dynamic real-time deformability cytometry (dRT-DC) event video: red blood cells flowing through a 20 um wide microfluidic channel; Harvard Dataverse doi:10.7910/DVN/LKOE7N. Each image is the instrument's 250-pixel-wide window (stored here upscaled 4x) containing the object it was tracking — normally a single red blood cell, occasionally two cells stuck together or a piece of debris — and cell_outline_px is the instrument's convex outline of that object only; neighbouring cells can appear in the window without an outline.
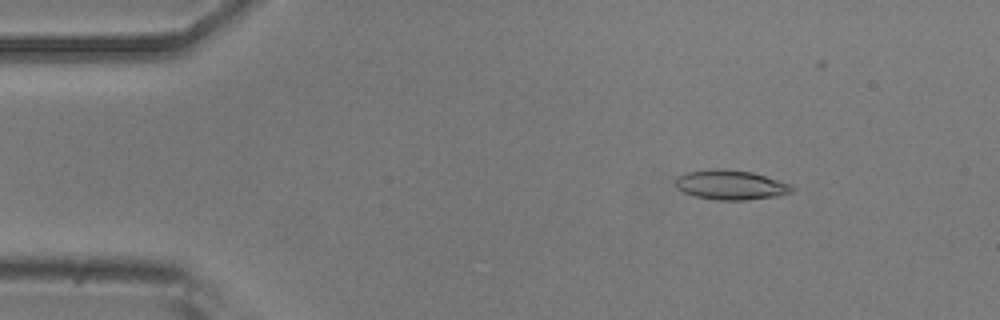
{"species": "common noctule bat (a hibernating species)", "species_latin": "Nyctalus noctula", "temperature_condition": "room temperature", "stored_images_in_passage": 8, "camera_frame_rate_fps": 3000, "um_per_image_px": 0.085, "animal": {"sex": "male", "body_mass_g": 20.5, "forearm_length_mm": 52.5}, "frame": {"image": 1, "passage_image": 3, "time_ms": 0.667, "image_size_px": [1000, 320], "cell_outline_px": [[796, 188], [792, 192], [776, 196], [744, 200], [716, 200], [696, 196], [684, 192], [676, 188], [676, 176], [688, 172], [708, 168], [720, 168], [752, 172], [792, 184]], "centroid_in_image_um": [62.12, 15.7], "position_along_channel_um": 22.9, "area_um2": 20.23}}
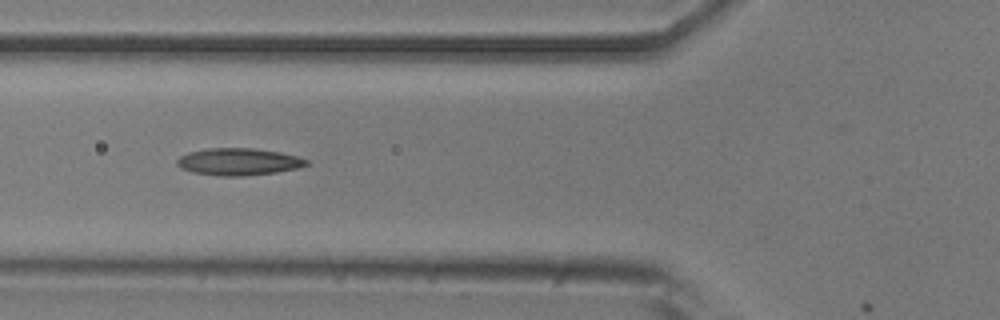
{"frame": {"image": 2, "passage_image": 6, "time_ms": 1.667, "image_size_px": [1000, 320], "cell_outline_px": [[308, 164], [296, 168], [276, 172], [240, 176], [220, 176], [192, 172], [180, 168], [176, 164], [176, 160], [180, 156], [188, 152], [208, 148], [252, 148], [280, 152], [296, 156], [308, 160]], "centroid_in_image_um": [20.23, 13.74], "position_along_channel_um": 105.6, "area_um2": 20.35}}
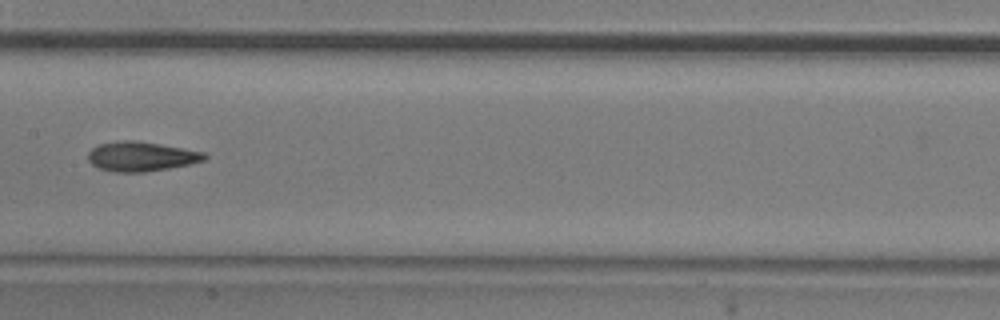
{"frame": {"image": 3, "passage_image": 8, "time_ms": 2.333, "image_size_px": [1000, 320], "cell_outline_px": [[208, 156], [204, 160], [188, 164], [168, 168], [144, 172], [116, 172], [100, 168], [92, 164], [88, 160], [88, 152], [92, 148], [100, 144], [116, 140], [132, 140], [160, 144], [204, 152]], "centroid_in_image_um": [11.98, 13.29], "position_along_channel_um": 195.4, "area_um2": 19.88}}